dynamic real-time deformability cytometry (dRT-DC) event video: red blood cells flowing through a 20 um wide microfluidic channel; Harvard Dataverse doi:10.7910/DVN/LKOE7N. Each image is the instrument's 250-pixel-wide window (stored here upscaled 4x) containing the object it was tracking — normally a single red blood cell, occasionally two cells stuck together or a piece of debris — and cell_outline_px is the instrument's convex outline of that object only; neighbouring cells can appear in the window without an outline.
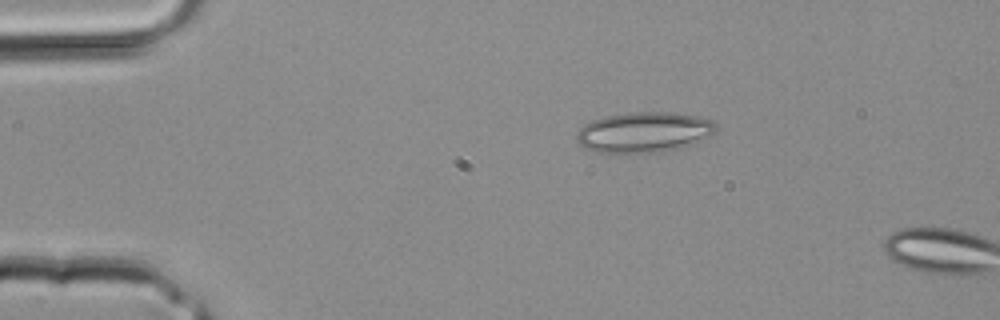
{"species": "common noctule bat (a hibernating species)", "species_latin": "Nyctalus noctula", "temperature_condition": "room temperature", "stored_images_in_passage": 2, "camera_frame_rate_fps": 3000, "um_per_image_px": 0.085, "animal": {"sex": "male", "body_mass_g": 20.4}, "frame": {"image": 1, "passage_image": 1, "time_ms": 0.0, "image_size_px": [1000, 320], "cell_outline_px": [[716, 132], [692, 144], [664, 152], [596, 152], [584, 148], [576, 140], [576, 136], [580, 128], [584, 124], [592, 120], [604, 116], [628, 112], [672, 112], [696, 116], [712, 120], [716, 124]], "centroid_in_image_um": [54.72, 11.23], "position_along_channel_um": 30.3, "area_um2": 32.83}}